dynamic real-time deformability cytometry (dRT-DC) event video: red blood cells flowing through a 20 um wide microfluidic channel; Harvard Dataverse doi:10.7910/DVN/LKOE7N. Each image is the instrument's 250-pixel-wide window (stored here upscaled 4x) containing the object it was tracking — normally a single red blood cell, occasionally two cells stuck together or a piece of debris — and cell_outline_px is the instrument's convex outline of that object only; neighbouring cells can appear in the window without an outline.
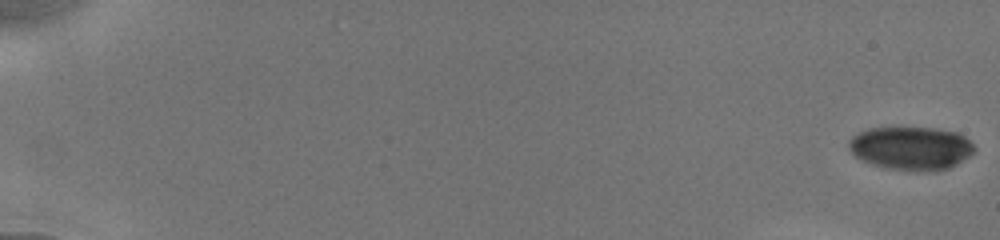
{"species": "human", "species_latin": "Homo sapiens", "temperature_condition": "cold", "stored_images_in_passage": 23, "camera_frame_rate_fps": 3000, "um_per_image_px": 0.085, "donor": {"sex": "male"}, "frame": {"image": 1, "passage_image": 1, "time_ms": 0.0, "image_size_px": [1000, 240], "cell_outline_px": [[976, 152], [956, 164], [948, 168], [884, 168], [860, 160], [848, 148], [848, 140], [852, 136], [868, 128], [936, 128], [956, 132], [964, 136], [976, 148]], "centroid_in_image_um": [77.41, 12.55], "position_along_channel_um": 7.6, "area_um2": 30.92}}
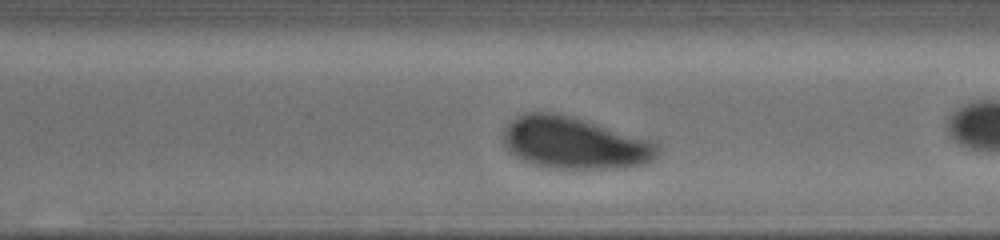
{"frame": {"image": 2, "passage_image": 17, "time_ms": 12.333, "image_size_px": [1000, 240], "cell_outline_px": [[660, 152], [652, 160], [644, 164], [624, 168], [560, 168], [536, 164], [520, 160], [508, 152], [504, 144], [504, 128], [516, 116], [528, 112], [556, 112], [572, 116], [652, 140], [660, 144]], "centroid_in_image_um": [48.85, 12.14], "position_along_channel_um": 321.8, "area_um2": 46.88}, "authors_computed_cell_mechanics": {"area_um2": 46.8758, "velocity_mm_per_s": 3.849, "shape_relaxation_time_tau1_ms": 1.85, "shape_relaxation_time_tau2_ms": null, "deformation_change_tau1": 0.0824, "deformation_change_tau2": null}}